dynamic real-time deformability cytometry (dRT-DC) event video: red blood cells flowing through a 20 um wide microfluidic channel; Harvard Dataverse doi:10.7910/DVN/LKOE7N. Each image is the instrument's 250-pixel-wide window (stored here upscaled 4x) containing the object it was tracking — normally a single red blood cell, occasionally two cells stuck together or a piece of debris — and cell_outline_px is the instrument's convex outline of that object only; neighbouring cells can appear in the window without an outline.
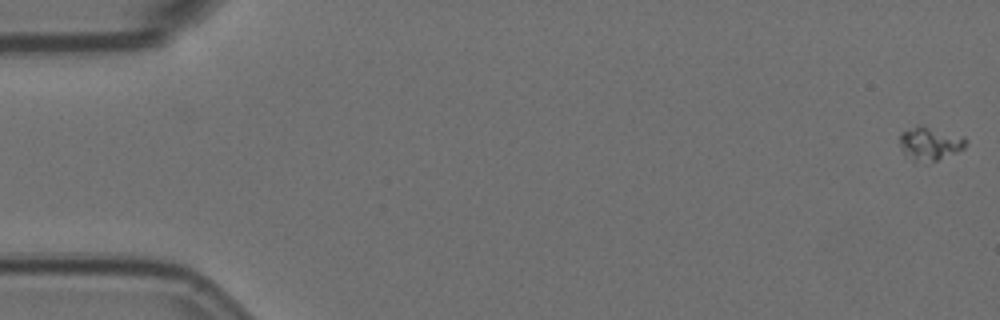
{"species": "Egyptian fruit bat (a non-hibernating species)", "species_latin": "Rousettus aegyptiacus", "temperature_condition": "room temperature", "stored_images_in_passage": 57, "camera_frame_rate_fps": 3000, "um_per_image_px": 0.085, "animal": {"sex": "female"}, "frame": {"image": 1, "passage_image": 1, "time_ms": 0.0, "image_size_px": [1000, 320], "cell_outline_px": [[968, 140], [964, 148], [956, 152], [936, 160], [912, 160], [900, 148], [900, 132], [920, 124], [964, 136]], "centroid_in_image_um": [79.06, 12.15], "position_along_channel_um": 5.9, "area_um2": 12.66}}
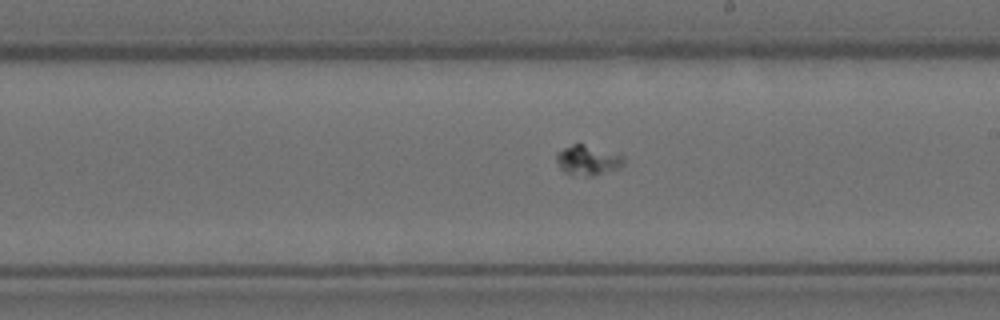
{"frame": {"image": 2, "passage_image": 33, "time_ms": 10.667, "image_size_px": [1000, 320], "cell_outline_px": [[624, 164], [620, 168], [592, 176], [572, 176], [564, 172], [560, 168], [556, 160], [556, 152], [572, 144], [584, 144], [624, 156]], "centroid_in_image_um": [49.94, 13.64], "position_along_channel_um": 239.1, "area_um2": 11.79}}
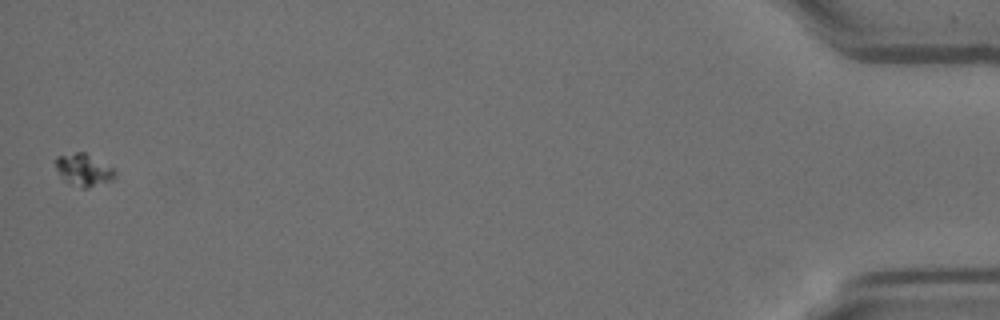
{"frame": {"image": 3, "passage_image": 57, "time_ms": 18.667, "image_size_px": [1000, 320], "cell_outline_px": [[116, 176], [112, 180], [88, 188], [80, 188], [68, 184], [60, 180], [56, 168], [56, 156], [76, 152], [84, 152], [116, 168]], "centroid_in_image_um": [7.1, 14.46], "position_along_channel_um": 428.1, "area_um2": 11.56}}